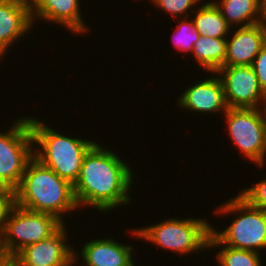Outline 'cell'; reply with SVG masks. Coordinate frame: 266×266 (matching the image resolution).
<instances>
[{
	"instance_id": "cell-1",
	"label": "cell",
	"mask_w": 266,
	"mask_h": 266,
	"mask_svg": "<svg viewBox=\"0 0 266 266\" xmlns=\"http://www.w3.org/2000/svg\"><path fill=\"white\" fill-rule=\"evenodd\" d=\"M130 169L120 156L97 142L85 155L73 185L79 208L87 205L106 214L129 205L132 200L129 191L134 181Z\"/></svg>"
},
{
	"instance_id": "cell-2",
	"label": "cell",
	"mask_w": 266,
	"mask_h": 266,
	"mask_svg": "<svg viewBox=\"0 0 266 266\" xmlns=\"http://www.w3.org/2000/svg\"><path fill=\"white\" fill-rule=\"evenodd\" d=\"M12 201L31 211L52 214L63 224L64 213L79 209L73 185L35 157L27 163Z\"/></svg>"
},
{
	"instance_id": "cell-3",
	"label": "cell",
	"mask_w": 266,
	"mask_h": 266,
	"mask_svg": "<svg viewBox=\"0 0 266 266\" xmlns=\"http://www.w3.org/2000/svg\"><path fill=\"white\" fill-rule=\"evenodd\" d=\"M29 123L33 136L34 157L74 185L85 155L96 142L65 136L35 117L29 116Z\"/></svg>"
},
{
	"instance_id": "cell-4",
	"label": "cell",
	"mask_w": 266,
	"mask_h": 266,
	"mask_svg": "<svg viewBox=\"0 0 266 266\" xmlns=\"http://www.w3.org/2000/svg\"><path fill=\"white\" fill-rule=\"evenodd\" d=\"M212 226L208 220L194 217L168 218L155 225L131 231L137 238L180 255L208 250Z\"/></svg>"
},
{
	"instance_id": "cell-5",
	"label": "cell",
	"mask_w": 266,
	"mask_h": 266,
	"mask_svg": "<svg viewBox=\"0 0 266 266\" xmlns=\"http://www.w3.org/2000/svg\"><path fill=\"white\" fill-rule=\"evenodd\" d=\"M216 214H235L225 230L213 229L212 233L224 244L236 249L258 252L266 249V211L251 206L240 195L218 205Z\"/></svg>"
},
{
	"instance_id": "cell-6",
	"label": "cell",
	"mask_w": 266,
	"mask_h": 266,
	"mask_svg": "<svg viewBox=\"0 0 266 266\" xmlns=\"http://www.w3.org/2000/svg\"><path fill=\"white\" fill-rule=\"evenodd\" d=\"M62 225L52 214L31 211L12 201L0 237L2 252L17 255L25 247L49 238Z\"/></svg>"
},
{
	"instance_id": "cell-7",
	"label": "cell",
	"mask_w": 266,
	"mask_h": 266,
	"mask_svg": "<svg viewBox=\"0 0 266 266\" xmlns=\"http://www.w3.org/2000/svg\"><path fill=\"white\" fill-rule=\"evenodd\" d=\"M9 129L0 131V188L13 193L34 157V144L29 116L19 117Z\"/></svg>"
},
{
	"instance_id": "cell-8",
	"label": "cell",
	"mask_w": 266,
	"mask_h": 266,
	"mask_svg": "<svg viewBox=\"0 0 266 266\" xmlns=\"http://www.w3.org/2000/svg\"><path fill=\"white\" fill-rule=\"evenodd\" d=\"M229 137L258 167L266 164V137L259 108H228L224 113Z\"/></svg>"
},
{
	"instance_id": "cell-9",
	"label": "cell",
	"mask_w": 266,
	"mask_h": 266,
	"mask_svg": "<svg viewBox=\"0 0 266 266\" xmlns=\"http://www.w3.org/2000/svg\"><path fill=\"white\" fill-rule=\"evenodd\" d=\"M228 108H260L266 103L251 65L222 66L217 72Z\"/></svg>"
},
{
	"instance_id": "cell-10",
	"label": "cell",
	"mask_w": 266,
	"mask_h": 266,
	"mask_svg": "<svg viewBox=\"0 0 266 266\" xmlns=\"http://www.w3.org/2000/svg\"><path fill=\"white\" fill-rule=\"evenodd\" d=\"M65 225L49 238L22 249L17 254L21 266H73L74 248L66 242L69 236Z\"/></svg>"
},
{
	"instance_id": "cell-11",
	"label": "cell",
	"mask_w": 266,
	"mask_h": 266,
	"mask_svg": "<svg viewBox=\"0 0 266 266\" xmlns=\"http://www.w3.org/2000/svg\"><path fill=\"white\" fill-rule=\"evenodd\" d=\"M211 74L210 78L207 77L185 88L177 99L180 110L183 108L204 115L227 111L222 81L216 73Z\"/></svg>"
},
{
	"instance_id": "cell-12",
	"label": "cell",
	"mask_w": 266,
	"mask_h": 266,
	"mask_svg": "<svg viewBox=\"0 0 266 266\" xmlns=\"http://www.w3.org/2000/svg\"><path fill=\"white\" fill-rule=\"evenodd\" d=\"M32 22L39 19L59 24L72 33L84 34L88 26L82 19L80 0H28Z\"/></svg>"
},
{
	"instance_id": "cell-13",
	"label": "cell",
	"mask_w": 266,
	"mask_h": 266,
	"mask_svg": "<svg viewBox=\"0 0 266 266\" xmlns=\"http://www.w3.org/2000/svg\"><path fill=\"white\" fill-rule=\"evenodd\" d=\"M81 249V253L74 249V265L81 257L84 266H136L132 245L121 244L110 237L88 241Z\"/></svg>"
},
{
	"instance_id": "cell-14",
	"label": "cell",
	"mask_w": 266,
	"mask_h": 266,
	"mask_svg": "<svg viewBox=\"0 0 266 266\" xmlns=\"http://www.w3.org/2000/svg\"><path fill=\"white\" fill-rule=\"evenodd\" d=\"M235 29L234 34L232 35ZM227 37L225 66L252 65L266 44V26L263 22L247 27L232 28Z\"/></svg>"
},
{
	"instance_id": "cell-15",
	"label": "cell",
	"mask_w": 266,
	"mask_h": 266,
	"mask_svg": "<svg viewBox=\"0 0 266 266\" xmlns=\"http://www.w3.org/2000/svg\"><path fill=\"white\" fill-rule=\"evenodd\" d=\"M32 27L28 0H0L1 61L12 44L14 45L20 37L29 33Z\"/></svg>"
},
{
	"instance_id": "cell-16",
	"label": "cell",
	"mask_w": 266,
	"mask_h": 266,
	"mask_svg": "<svg viewBox=\"0 0 266 266\" xmlns=\"http://www.w3.org/2000/svg\"><path fill=\"white\" fill-rule=\"evenodd\" d=\"M223 18L233 28L247 27L263 22L262 0H217L213 1Z\"/></svg>"
},
{
	"instance_id": "cell-17",
	"label": "cell",
	"mask_w": 266,
	"mask_h": 266,
	"mask_svg": "<svg viewBox=\"0 0 266 266\" xmlns=\"http://www.w3.org/2000/svg\"><path fill=\"white\" fill-rule=\"evenodd\" d=\"M193 24L197 32L204 37L227 38L232 28L223 18L220 9L213 1L196 6Z\"/></svg>"
},
{
	"instance_id": "cell-18",
	"label": "cell",
	"mask_w": 266,
	"mask_h": 266,
	"mask_svg": "<svg viewBox=\"0 0 266 266\" xmlns=\"http://www.w3.org/2000/svg\"><path fill=\"white\" fill-rule=\"evenodd\" d=\"M226 48V38L200 35L191 53L200 67L207 72L216 73L222 66H225Z\"/></svg>"
},
{
	"instance_id": "cell-19",
	"label": "cell",
	"mask_w": 266,
	"mask_h": 266,
	"mask_svg": "<svg viewBox=\"0 0 266 266\" xmlns=\"http://www.w3.org/2000/svg\"><path fill=\"white\" fill-rule=\"evenodd\" d=\"M223 246L222 249L219 248L216 258L219 262V266H262V259L260 253L236 249L224 245L212 232L209 238V249L217 248ZM221 249V250H220Z\"/></svg>"
},
{
	"instance_id": "cell-20",
	"label": "cell",
	"mask_w": 266,
	"mask_h": 266,
	"mask_svg": "<svg viewBox=\"0 0 266 266\" xmlns=\"http://www.w3.org/2000/svg\"><path fill=\"white\" fill-rule=\"evenodd\" d=\"M184 19V20H183ZM179 18L176 29L172 34L173 45L183 53L192 52L193 46L199 39L200 34L195 29L193 21L188 18Z\"/></svg>"
},
{
	"instance_id": "cell-21",
	"label": "cell",
	"mask_w": 266,
	"mask_h": 266,
	"mask_svg": "<svg viewBox=\"0 0 266 266\" xmlns=\"http://www.w3.org/2000/svg\"><path fill=\"white\" fill-rule=\"evenodd\" d=\"M152 4L165 11L166 13H170V15L182 19V15H185L183 18H189V14L187 13L189 10L195 11L194 8L196 5H200L202 3L201 0H150ZM194 9V10H193Z\"/></svg>"
},
{
	"instance_id": "cell-22",
	"label": "cell",
	"mask_w": 266,
	"mask_h": 266,
	"mask_svg": "<svg viewBox=\"0 0 266 266\" xmlns=\"http://www.w3.org/2000/svg\"><path fill=\"white\" fill-rule=\"evenodd\" d=\"M239 195L251 206L266 211V179L255 183L251 187L241 189Z\"/></svg>"
},
{
	"instance_id": "cell-23",
	"label": "cell",
	"mask_w": 266,
	"mask_h": 266,
	"mask_svg": "<svg viewBox=\"0 0 266 266\" xmlns=\"http://www.w3.org/2000/svg\"><path fill=\"white\" fill-rule=\"evenodd\" d=\"M251 66L257 76L259 86L266 96V44L262 47Z\"/></svg>"
},
{
	"instance_id": "cell-24",
	"label": "cell",
	"mask_w": 266,
	"mask_h": 266,
	"mask_svg": "<svg viewBox=\"0 0 266 266\" xmlns=\"http://www.w3.org/2000/svg\"><path fill=\"white\" fill-rule=\"evenodd\" d=\"M11 203L12 193L6 190H0V237L3 231L5 213Z\"/></svg>"
},
{
	"instance_id": "cell-25",
	"label": "cell",
	"mask_w": 266,
	"mask_h": 266,
	"mask_svg": "<svg viewBox=\"0 0 266 266\" xmlns=\"http://www.w3.org/2000/svg\"><path fill=\"white\" fill-rule=\"evenodd\" d=\"M0 266H21V261L17 255L2 254L0 256Z\"/></svg>"
},
{
	"instance_id": "cell-26",
	"label": "cell",
	"mask_w": 266,
	"mask_h": 266,
	"mask_svg": "<svg viewBox=\"0 0 266 266\" xmlns=\"http://www.w3.org/2000/svg\"><path fill=\"white\" fill-rule=\"evenodd\" d=\"M259 109L261 112V118L263 121V128H264L265 137H266V103L263 104Z\"/></svg>"
},
{
	"instance_id": "cell-27",
	"label": "cell",
	"mask_w": 266,
	"mask_h": 266,
	"mask_svg": "<svg viewBox=\"0 0 266 266\" xmlns=\"http://www.w3.org/2000/svg\"><path fill=\"white\" fill-rule=\"evenodd\" d=\"M262 8H263V23L266 26V0H262Z\"/></svg>"
},
{
	"instance_id": "cell-28",
	"label": "cell",
	"mask_w": 266,
	"mask_h": 266,
	"mask_svg": "<svg viewBox=\"0 0 266 266\" xmlns=\"http://www.w3.org/2000/svg\"><path fill=\"white\" fill-rule=\"evenodd\" d=\"M3 254L2 248H1V241H0V256Z\"/></svg>"
}]
</instances>
